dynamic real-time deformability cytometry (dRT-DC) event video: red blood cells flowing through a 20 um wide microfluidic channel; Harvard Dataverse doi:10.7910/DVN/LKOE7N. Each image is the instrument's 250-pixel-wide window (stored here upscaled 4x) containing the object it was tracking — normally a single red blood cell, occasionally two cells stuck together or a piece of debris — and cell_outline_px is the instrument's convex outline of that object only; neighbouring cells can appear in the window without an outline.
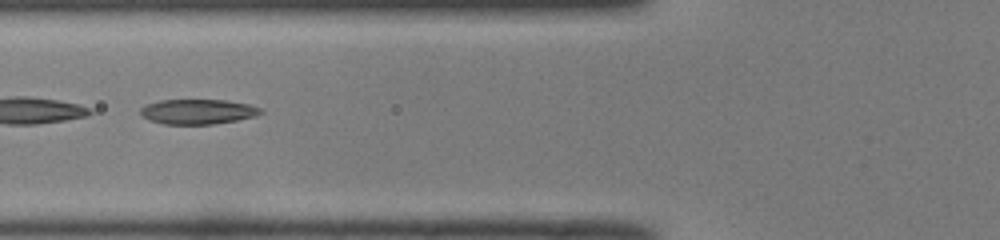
{"species": "common noctule bat (a hibernating species)", "species_latin": "Nyctalus noctula", "temperature_condition": "room temperature", "stored_images_in_passage": 35, "camera_frame_rate_fps": 3000, "um_per_image_px": 0.085, "animal": {"sex": "male", "body_mass_g": 19.0, "forearm_length_mm": 50.8}, "frame": {"image": 1, "passage_image": 6, "time_ms": 1.667, "image_size_px": [1000, 240], "cell_outline_px": [[264, 112], [256, 116], [236, 120], [212, 124], [164, 124], [148, 120], [140, 112], [140, 108], [148, 104], [160, 100], [228, 100], [248, 104], [264, 108]], "centroid_in_image_um": [16.86, 9.48], "position_along_channel_um": 108.9, "area_um2": 17.51}, "authors_computed_cell_mechanics": {"area_um2": 17.9758, "velocity_mm_per_s": 4.0347, "shape_relaxation_time_tau1_ms": 5.8792, "shape_relaxation_time_tau2_ms": 2.7736, "deformation_change_tau1": 0.1943, "deformation_change_tau2": 0.0912}}